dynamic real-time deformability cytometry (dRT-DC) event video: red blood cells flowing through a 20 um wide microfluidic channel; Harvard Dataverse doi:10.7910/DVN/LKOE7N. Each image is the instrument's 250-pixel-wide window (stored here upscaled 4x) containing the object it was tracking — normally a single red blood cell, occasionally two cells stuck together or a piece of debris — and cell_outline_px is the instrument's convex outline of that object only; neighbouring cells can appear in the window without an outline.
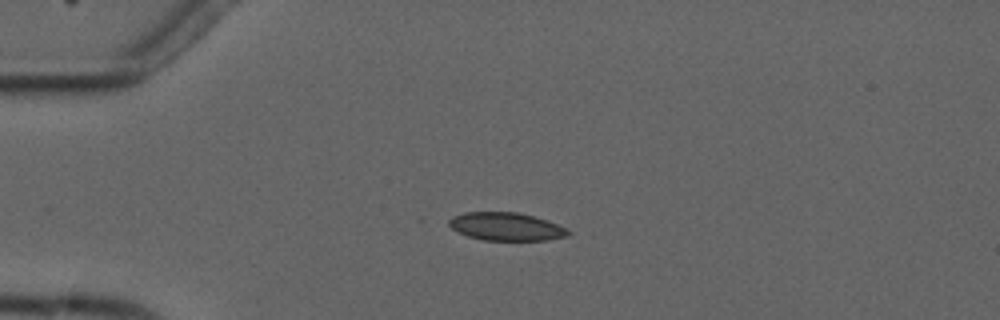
{"species": "common noctule bat (a hibernating species)", "species_latin": "Nyctalus noctula", "temperature_condition": "cold", "stored_images_in_passage": 4, "camera_frame_rate_fps": 3000, "um_per_image_px": 0.085, "animal": {"sex": "male", "forearm_length_mm": 52.5}, "frame": {"image": 1, "passage_image": 3, "time_ms": 2.333, "image_size_px": [1000, 320], "cell_outline_px": [[572, 232], [568, 236], [548, 240], [484, 240], [468, 236], [452, 228], [448, 224], [448, 220], [452, 216], [464, 212], [516, 212], [532, 216], [556, 224]], "centroid_in_image_um": [43.0, 19.26], "position_along_channel_um": 42.0, "area_um2": 19.25}}